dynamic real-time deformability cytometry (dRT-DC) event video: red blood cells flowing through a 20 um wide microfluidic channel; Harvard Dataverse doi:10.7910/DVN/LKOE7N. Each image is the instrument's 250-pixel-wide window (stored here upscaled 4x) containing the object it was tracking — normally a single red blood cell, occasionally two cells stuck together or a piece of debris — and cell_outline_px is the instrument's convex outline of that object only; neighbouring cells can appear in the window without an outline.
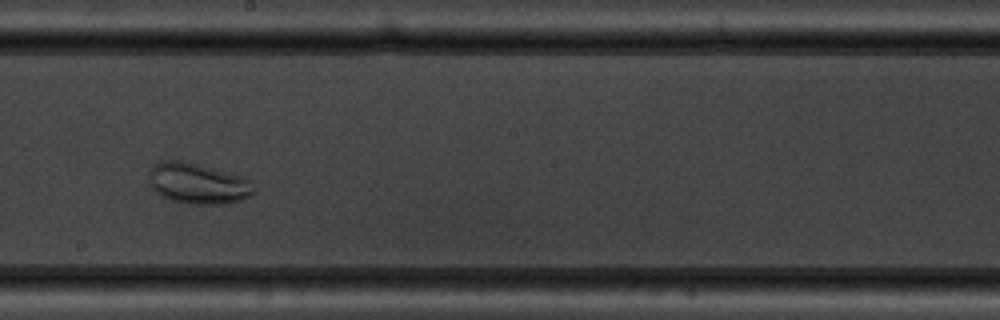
{"species": "common noctule bat (a hibernating species)", "species_latin": "Nyctalus noctula", "temperature_condition": "warm", "stored_images_in_passage": 8, "camera_frame_rate_fps": 3000, "um_per_image_px": 0.085, "animal": {"sex": "male", "body_mass_g": 19.5, "forearm_length_mm": 54.6}, "frame": {"image": 1, "passage_image": 6, "time_ms": 6.333, "image_size_px": [1000, 320], "cell_outline_px": [[256, 192], [240, 200], [220, 204], [188, 204], [172, 200], [160, 196], [152, 188], [148, 172], [152, 164], [160, 160], [180, 160], [244, 176], [256, 188]], "centroid_in_image_um": [16.79, 15.59], "position_along_channel_um": 231.4, "area_um2": 25.03}}
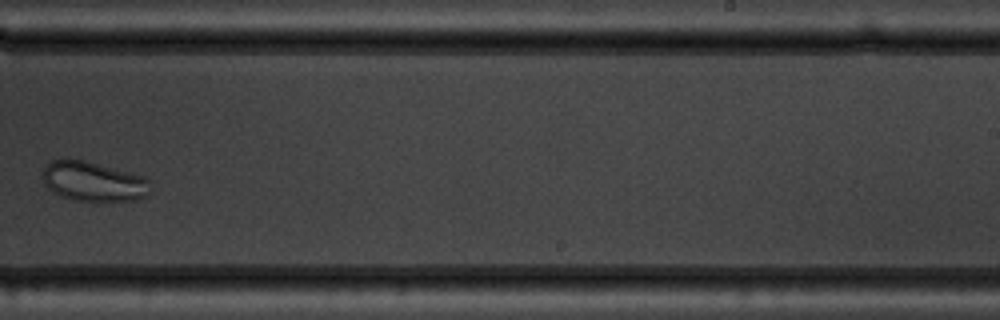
{"frame": {"image": 2, "passage_image": 7, "time_ms": 7.667, "image_size_px": [1000, 320], "cell_outline_px": [[148, 196], [136, 200], [72, 200], [52, 192], [44, 184], [44, 164], [52, 160], [84, 160], [144, 176], [148, 180]], "centroid_in_image_um": [7.92, 15.42], "position_along_channel_um": 281.1, "area_um2": 24.51}}